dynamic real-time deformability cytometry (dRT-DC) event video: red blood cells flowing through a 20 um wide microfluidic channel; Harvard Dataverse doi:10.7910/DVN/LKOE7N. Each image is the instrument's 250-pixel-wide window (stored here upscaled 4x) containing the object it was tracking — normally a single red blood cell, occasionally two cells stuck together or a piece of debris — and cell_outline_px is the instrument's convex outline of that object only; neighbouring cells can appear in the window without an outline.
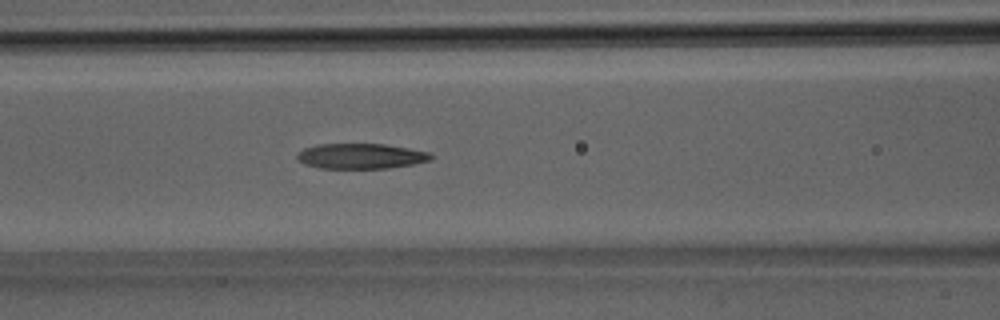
{"species": "Egyptian fruit bat (a non-hibernating species)", "species_latin": "Rousettus aegyptiacus", "temperature_condition": "room temperature", "stored_images_in_passage": 38, "camera_frame_rate_fps": 3000, "um_per_image_px": 0.085, "animal": {"sex": "male"}, "frame": {"image": 1, "passage_image": 16, "time_ms": 5.0, "image_size_px": [1000, 320], "cell_outline_px": [[432, 160], [412, 164], [388, 168], [320, 168], [304, 164], [296, 160], [296, 156], [304, 148], [316, 144], [384, 144], [408, 148], [428, 152], [432, 156]], "centroid_in_image_um": [30.64, 13.27], "position_along_channel_um": 136.0, "area_um2": 19.65}}
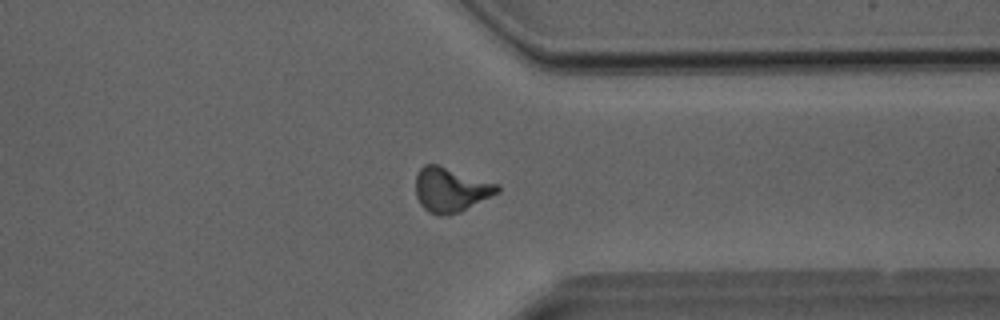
{"frame": {"image": 2, "passage_image": 29, "time_ms": 9.333, "image_size_px": [1000, 320], "cell_outline_px": [[500, 192], [460, 212], [448, 216], [436, 216], [428, 212], [420, 204], [416, 196], [416, 176], [420, 168], [424, 164], [436, 164], [500, 184]], "centroid_in_image_um": [38.32, 16.14], "position_along_channel_um": 373.1, "area_um2": 21.39}}
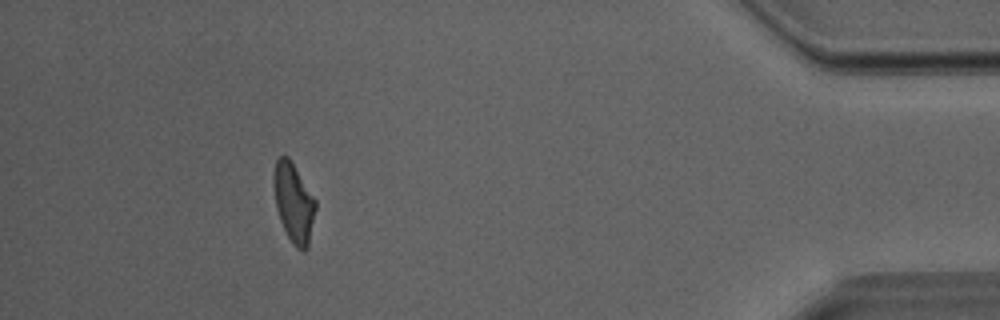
{"frame": {"image": 3, "passage_image": 34, "time_ms": 11.0, "image_size_px": [1000, 320], "cell_outline_px": [[316, 208], [308, 248], [304, 252], [296, 248], [292, 244], [280, 220], [276, 208], [272, 180], [272, 172], [276, 160], [280, 156], [288, 156], [316, 200]], "centroid_in_image_um": [24.95, 17.23], "position_along_channel_um": 410.3, "area_um2": 19.48}}